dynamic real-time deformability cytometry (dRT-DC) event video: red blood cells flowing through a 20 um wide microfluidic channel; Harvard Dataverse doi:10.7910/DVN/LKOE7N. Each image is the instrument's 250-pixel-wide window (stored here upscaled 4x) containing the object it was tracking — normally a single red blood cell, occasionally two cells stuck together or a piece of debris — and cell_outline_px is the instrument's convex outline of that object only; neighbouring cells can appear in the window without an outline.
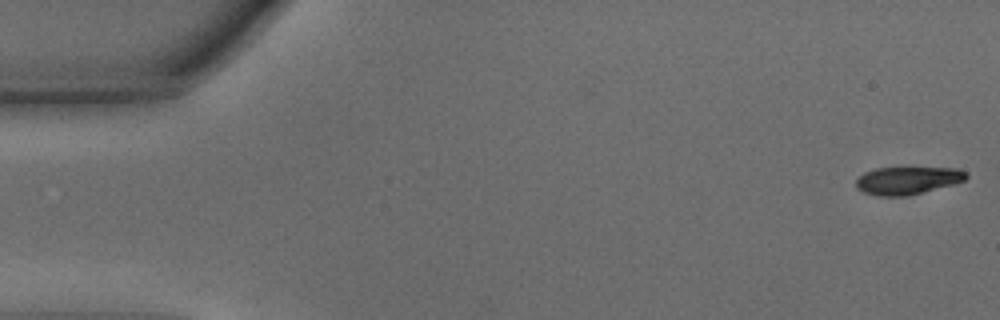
{"species": "common noctule bat (a hibernating species)", "species_latin": "Nyctalus noctula", "temperature_condition": "warm", "stored_images_in_passage": 46, "camera_frame_rate_fps": 3000, "um_per_image_px": 0.085, "animal": {"sex": "male", "body_mass_g": 15.6}, "frame": {"image": 1, "passage_image": 1, "time_ms": 0.0, "image_size_px": [1000, 320], "cell_outline_px": [[968, 176], [964, 180], [952, 184], [908, 196], [880, 196], [864, 192], [856, 188], [856, 180], [864, 172], [876, 168], [956, 168], [968, 172]], "centroid_in_image_um": [77.13, 15.34], "position_along_channel_um": 7.9, "area_um2": 17.63}}
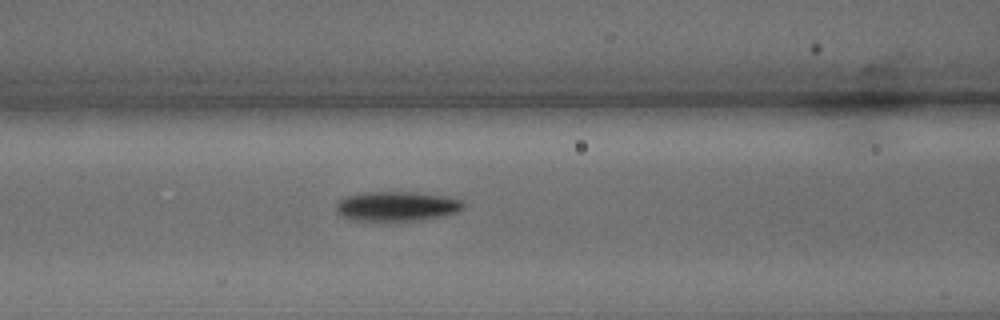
{"frame": {"image": 2, "passage_image": 19, "time_ms": 6.0, "image_size_px": [1000, 320], "cell_outline_px": [[464, 208], [456, 212], [424, 220], [388, 224], [352, 220], [340, 216], [336, 212], [336, 204], [344, 196], [364, 192], [412, 192], [440, 196], [460, 200], [464, 204]], "centroid_in_image_um": [33.62, 17.59], "position_along_channel_um": 133.0, "area_um2": 22.77}}
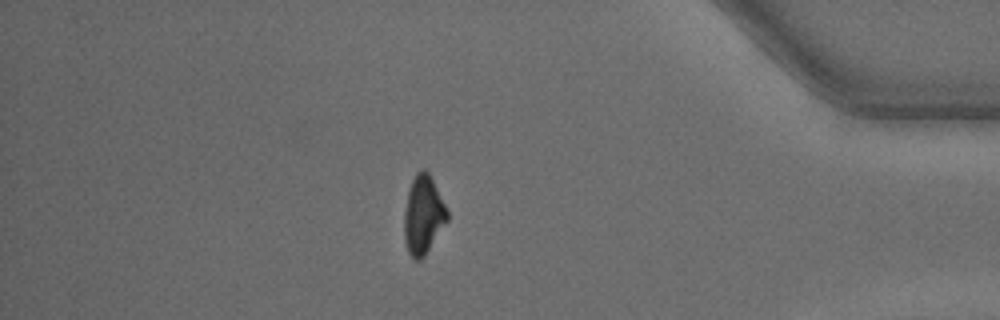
{"frame": {"image": 3, "passage_image": 40, "time_ms": 13.0, "image_size_px": [1000, 320], "cell_outline_px": [[448, 220], [424, 256], [420, 260], [412, 260], [408, 252], [404, 240], [404, 212], [408, 192], [412, 180], [416, 172], [424, 168], [428, 172], [448, 212]], "centroid_in_image_um": [35.95, 18.3], "position_along_channel_um": 399.3, "area_um2": 19.48}, "authors_computed_cell_mechanics": {"area_um2": 20.1722, "velocity_mm_per_s": 4.3353, "shape_relaxation_time_tau1_ms": 1.7118, "shape_relaxation_time_tau2_ms": null, "deformation_change_tau1": 0.14, "deformation_change_tau2": null}}